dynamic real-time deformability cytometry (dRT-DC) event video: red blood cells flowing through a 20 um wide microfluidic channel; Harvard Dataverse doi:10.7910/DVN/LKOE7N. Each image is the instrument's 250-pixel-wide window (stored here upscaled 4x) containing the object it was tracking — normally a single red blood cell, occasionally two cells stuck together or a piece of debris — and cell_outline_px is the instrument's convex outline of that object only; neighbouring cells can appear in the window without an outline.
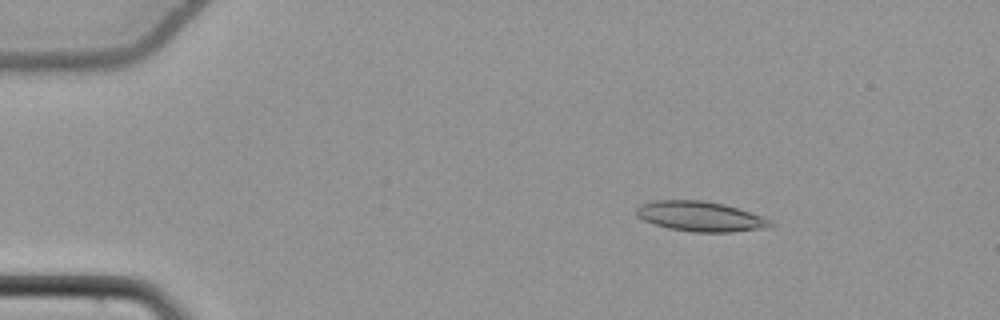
{"species": "common noctule bat (a hibernating species)", "species_latin": "Nyctalus noctula", "temperature_condition": "cold", "stored_images_in_passage": 54, "camera_frame_rate_fps": 3000, "um_per_image_px": 0.085, "animal": {"sex": "female", "body_mass_g": 22.7, "forearm_length_mm": 54.2}, "frame": {"image": 1, "passage_image": 9, "time_ms": 2.667, "image_size_px": [1000, 320], "cell_outline_px": [[776, 224], [764, 228], [732, 232], [692, 232], [668, 228], [644, 220], [636, 216], [636, 208], [640, 204], [656, 200], [704, 200], [724, 204], [772, 220]], "centroid_in_image_um": [59.51, 18.39], "position_along_channel_um": 25.5, "area_um2": 23.35}}
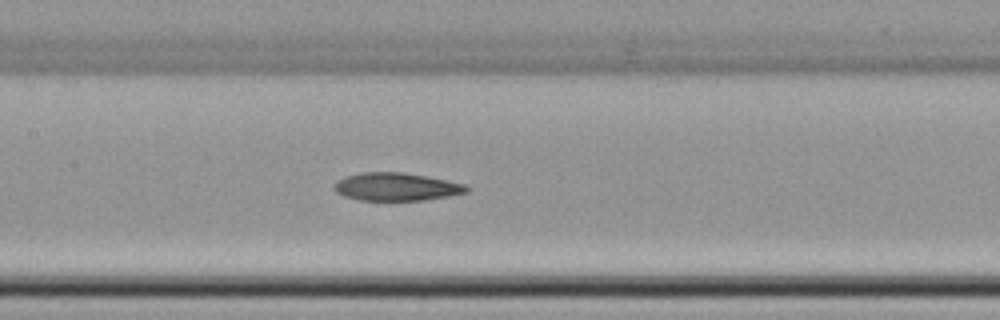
{"frame": {"image": 2, "passage_image": 27, "time_ms": 8.667, "image_size_px": [1000, 320], "cell_outline_px": [[468, 192], [448, 196], [424, 200], [360, 200], [344, 196], [336, 192], [336, 184], [344, 176], [360, 172], [404, 172], [464, 184], [468, 188]], "centroid_in_image_um": [33.68, 15.87], "position_along_channel_um": 173.7, "area_um2": 21.21}}
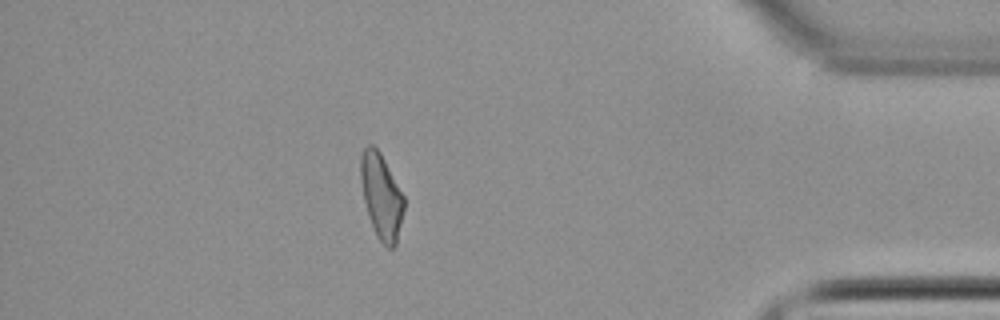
{"frame": {"image": 3, "passage_image": 48, "time_ms": 15.667, "image_size_px": [1000, 320], "cell_outline_px": [[404, 208], [396, 244], [392, 248], [388, 248], [376, 236], [368, 216], [364, 200], [360, 180], [360, 156], [364, 148], [368, 144], [372, 144], [380, 152], [404, 196]], "centroid_in_image_um": [32.4, 16.66], "position_along_channel_um": 402.8, "area_um2": 21.39}}